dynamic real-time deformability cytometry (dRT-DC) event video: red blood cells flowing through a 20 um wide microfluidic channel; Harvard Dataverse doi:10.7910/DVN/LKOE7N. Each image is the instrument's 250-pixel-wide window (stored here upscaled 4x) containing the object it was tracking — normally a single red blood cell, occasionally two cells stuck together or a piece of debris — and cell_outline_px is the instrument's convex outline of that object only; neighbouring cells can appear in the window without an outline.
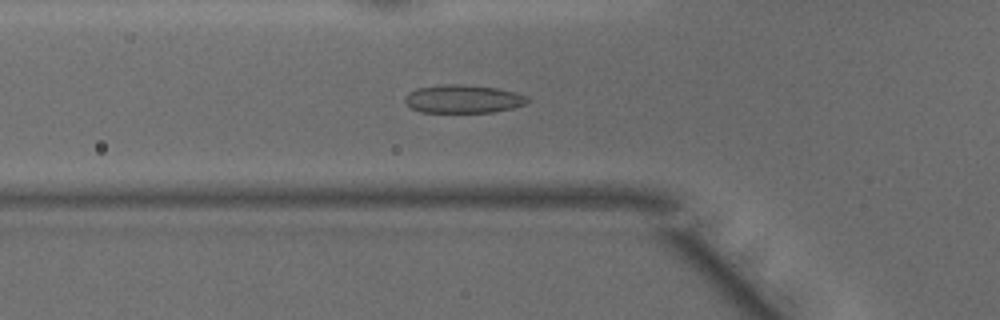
{"species": "common noctule bat (a hibernating species)", "species_latin": "Nyctalus noctula", "temperature_condition": "warm", "stored_images_in_passage": 21, "camera_frame_rate_fps": 3000, "um_per_image_px": 0.085, "animal": {"sex": "male", "body_mass_g": 15.6}, "frame": {"image": 1, "passage_image": 15, "time_ms": 4.667, "image_size_px": [1000, 320], "cell_outline_px": [[528, 100], [524, 104], [512, 108], [492, 112], [420, 112], [412, 108], [404, 100], [404, 96], [408, 92], [416, 88], [448, 84], [456, 84], [496, 88], [516, 92], [528, 96]], "centroid_in_image_um": [39.34, 8.41], "position_along_channel_um": 86.5, "area_um2": 20.0}}